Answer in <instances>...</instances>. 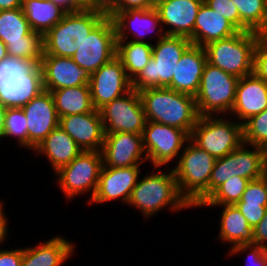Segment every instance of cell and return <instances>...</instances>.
<instances>
[{"label":"cell","instance_id":"obj_1","mask_svg":"<svg viewBox=\"0 0 267 266\" xmlns=\"http://www.w3.org/2000/svg\"><path fill=\"white\" fill-rule=\"evenodd\" d=\"M151 168V172H144L145 175L141 173L126 206L139 210L144 221H150L153 216L167 209L176 214L192 210V206L180 194L172 168Z\"/></svg>","mask_w":267,"mask_h":266},{"label":"cell","instance_id":"obj_2","mask_svg":"<svg viewBox=\"0 0 267 266\" xmlns=\"http://www.w3.org/2000/svg\"><path fill=\"white\" fill-rule=\"evenodd\" d=\"M147 121L184 130L189 136L199 118L195 96L167 87L138 91Z\"/></svg>","mask_w":267,"mask_h":266},{"label":"cell","instance_id":"obj_3","mask_svg":"<svg viewBox=\"0 0 267 266\" xmlns=\"http://www.w3.org/2000/svg\"><path fill=\"white\" fill-rule=\"evenodd\" d=\"M44 90L36 61L9 55L0 61V105L4 108H22Z\"/></svg>","mask_w":267,"mask_h":266},{"label":"cell","instance_id":"obj_4","mask_svg":"<svg viewBox=\"0 0 267 266\" xmlns=\"http://www.w3.org/2000/svg\"><path fill=\"white\" fill-rule=\"evenodd\" d=\"M216 158L199 148L190 139L186 142L172 170L180 194L192 208L208 197V186Z\"/></svg>","mask_w":267,"mask_h":266},{"label":"cell","instance_id":"obj_5","mask_svg":"<svg viewBox=\"0 0 267 266\" xmlns=\"http://www.w3.org/2000/svg\"><path fill=\"white\" fill-rule=\"evenodd\" d=\"M106 16L105 12L90 8L65 13L62 20L44 35V54L71 58Z\"/></svg>","mask_w":267,"mask_h":266},{"label":"cell","instance_id":"obj_6","mask_svg":"<svg viewBox=\"0 0 267 266\" xmlns=\"http://www.w3.org/2000/svg\"><path fill=\"white\" fill-rule=\"evenodd\" d=\"M192 45L191 40L183 36L165 35L153 44L149 63L131 81L133 90L167 87L175 74L176 66L182 54Z\"/></svg>","mask_w":267,"mask_h":266},{"label":"cell","instance_id":"obj_7","mask_svg":"<svg viewBox=\"0 0 267 266\" xmlns=\"http://www.w3.org/2000/svg\"><path fill=\"white\" fill-rule=\"evenodd\" d=\"M103 166L101 152L82 151L68 165L54 173L55 185L70 203L78 196H87L86 205L93 199Z\"/></svg>","mask_w":267,"mask_h":266},{"label":"cell","instance_id":"obj_8","mask_svg":"<svg viewBox=\"0 0 267 266\" xmlns=\"http://www.w3.org/2000/svg\"><path fill=\"white\" fill-rule=\"evenodd\" d=\"M260 33L239 31L204 46L207 62L238 78L253 73L254 49Z\"/></svg>","mask_w":267,"mask_h":266},{"label":"cell","instance_id":"obj_9","mask_svg":"<svg viewBox=\"0 0 267 266\" xmlns=\"http://www.w3.org/2000/svg\"><path fill=\"white\" fill-rule=\"evenodd\" d=\"M229 118V115L199 116L190 140L216 159L228 155L243 143L242 124Z\"/></svg>","mask_w":267,"mask_h":266},{"label":"cell","instance_id":"obj_10","mask_svg":"<svg viewBox=\"0 0 267 266\" xmlns=\"http://www.w3.org/2000/svg\"><path fill=\"white\" fill-rule=\"evenodd\" d=\"M239 78L206 62L198 93L195 95L199 116L230 115Z\"/></svg>","mask_w":267,"mask_h":266},{"label":"cell","instance_id":"obj_11","mask_svg":"<svg viewBox=\"0 0 267 266\" xmlns=\"http://www.w3.org/2000/svg\"><path fill=\"white\" fill-rule=\"evenodd\" d=\"M0 40L6 45L9 56L34 60L38 64L44 56V35L31 29L22 7L0 11Z\"/></svg>","mask_w":267,"mask_h":266},{"label":"cell","instance_id":"obj_12","mask_svg":"<svg viewBox=\"0 0 267 266\" xmlns=\"http://www.w3.org/2000/svg\"><path fill=\"white\" fill-rule=\"evenodd\" d=\"M265 175V148L242 143L228 155L217 158L212 169L208 196L228 179L239 176L250 181Z\"/></svg>","mask_w":267,"mask_h":266},{"label":"cell","instance_id":"obj_13","mask_svg":"<svg viewBox=\"0 0 267 266\" xmlns=\"http://www.w3.org/2000/svg\"><path fill=\"white\" fill-rule=\"evenodd\" d=\"M189 139L190 136L182 129L147 121L142 141L148 164L151 167H172Z\"/></svg>","mask_w":267,"mask_h":266},{"label":"cell","instance_id":"obj_14","mask_svg":"<svg viewBox=\"0 0 267 266\" xmlns=\"http://www.w3.org/2000/svg\"><path fill=\"white\" fill-rule=\"evenodd\" d=\"M117 53V37L113 19L106 16L81 43L71 57L89 74L111 61Z\"/></svg>","mask_w":267,"mask_h":266},{"label":"cell","instance_id":"obj_15","mask_svg":"<svg viewBox=\"0 0 267 266\" xmlns=\"http://www.w3.org/2000/svg\"><path fill=\"white\" fill-rule=\"evenodd\" d=\"M99 111L105 134L125 132L142 135L147 120L138 91L131 89Z\"/></svg>","mask_w":267,"mask_h":266},{"label":"cell","instance_id":"obj_16","mask_svg":"<svg viewBox=\"0 0 267 266\" xmlns=\"http://www.w3.org/2000/svg\"><path fill=\"white\" fill-rule=\"evenodd\" d=\"M112 19L117 41L131 40L154 44L166 35L155 7L119 11ZM148 36L151 41L146 38Z\"/></svg>","mask_w":267,"mask_h":266},{"label":"cell","instance_id":"obj_17","mask_svg":"<svg viewBox=\"0 0 267 266\" xmlns=\"http://www.w3.org/2000/svg\"><path fill=\"white\" fill-rule=\"evenodd\" d=\"M88 85L92 104L96 110H100L115 98L128 93L132 89L131 80L117 56L91 73Z\"/></svg>","mask_w":267,"mask_h":266},{"label":"cell","instance_id":"obj_18","mask_svg":"<svg viewBox=\"0 0 267 266\" xmlns=\"http://www.w3.org/2000/svg\"><path fill=\"white\" fill-rule=\"evenodd\" d=\"M145 167L130 166L123 168L102 167L96 193L89 204L105 205L120 202L127 205L132 190L136 186L141 171ZM105 203V204H104Z\"/></svg>","mask_w":267,"mask_h":266},{"label":"cell","instance_id":"obj_19","mask_svg":"<svg viewBox=\"0 0 267 266\" xmlns=\"http://www.w3.org/2000/svg\"><path fill=\"white\" fill-rule=\"evenodd\" d=\"M100 152L103 161L102 167L123 168L141 165L145 167L147 164L142 135L135 133L105 134Z\"/></svg>","mask_w":267,"mask_h":266},{"label":"cell","instance_id":"obj_20","mask_svg":"<svg viewBox=\"0 0 267 266\" xmlns=\"http://www.w3.org/2000/svg\"><path fill=\"white\" fill-rule=\"evenodd\" d=\"M28 126V151H33L40 143L59 126L60 118L57 114L53 97L44 90L22 107Z\"/></svg>","mask_w":267,"mask_h":266},{"label":"cell","instance_id":"obj_21","mask_svg":"<svg viewBox=\"0 0 267 266\" xmlns=\"http://www.w3.org/2000/svg\"><path fill=\"white\" fill-rule=\"evenodd\" d=\"M202 0H162L155 5L166 35L183 36L193 44L194 24Z\"/></svg>","mask_w":267,"mask_h":266},{"label":"cell","instance_id":"obj_22","mask_svg":"<svg viewBox=\"0 0 267 266\" xmlns=\"http://www.w3.org/2000/svg\"><path fill=\"white\" fill-rule=\"evenodd\" d=\"M59 126L77 143L82 151H101L105 139L99 110L60 117Z\"/></svg>","mask_w":267,"mask_h":266},{"label":"cell","instance_id":"obj_23","mask_svg":"<svg viewBox=\"0 0 267 266\" xmlns=\"http://www.w3.org/2000/svg\"><path fill=\"white\" fill-rule=\"evenodd\" d=\"M40 66L46 91L88 85L90 74L72 58L44 54Z\"/></svg>","mask_w":267,"mask_h":266},{"label":"cell","instance_id":"obj_24","mask_svg":"<svg viewBox=\"0 0 267 266\" xmlns=\"http://www.w3.org/2000/svg\"><path fill=\"white\" fill-rule=\"evenodd\" d=\"M52 236L32 246H23L21 266H63L70 262L76 254V243L61 234Z\"/></svg>","mask_w":267,"mask_h":266},{"label":"cell","instance_id":"obj_25","mask_svg":"<svg viewBox=\"0 0 267 266\" xmlns=\"http://www.w3.org/2000/svg\"><path fill=\"white\" fill-rule=\"evenodd\" d=\"M267 108V82L254 73L241 77L236 86L230 117L243 124Z\"/></svg>","mask_w":267,"mask_h":266},{"label":"cell","instance_id":"obj_26","mask_svg":"<svg viewBox=\"0 0 267 266\" xmlns=\"http://www.w3.org/2000/svg\"><path fill=\"white\" fill-rule=\"evenodd\" d=\"M211 208L222 209L218 216V234L215 239L225 246L227 244L228 250L238 245L253 244L254 232L246 218L241 214L235 205H199L198 209ZM225 243V244H224Z\"/></svg>","mask_w":267,"mask_h":266},{"label":"cell","instance_id":"obj_27","mask_svg":"<svg viewBox=\"0 0 267 266\" xmlns=\"http://www.w3.org/2000/svg\"><path fill=\"white\" fill-rule=\"evenodd\" d=\"M207 56L204 47L191 45L179 60L167 88L195 96L198 93Z\"/></svg>","mask_w":267,"mask_h":266},{"label":"cell","instance_id":"obj_28","mask_svg":"<svg viewBox=\"0 0 267 266\" xmlns=\"http://www.w3.org/2000/svg\"><path fill=\"white\" fill-rule=\"evenodd\" d=\"M32 157H45L48 166L51 165L52 173L57 172L61 167L68 165L82 150L77 143L60 127H56L51 133L35 148ZM50 164V165H49Z\"/></svg>","mask_w":267,"mask_h":266},{"label":"cell","instance_id":"obj_29","mask_svg":"<svg viewBox=\"0 0 267 266\" xmlns=\"http://www.w3.org/2000/svg\"><path fill=\"white\" fill-rule=\"evenodd\" d=\"M238 32L239 30L229 20L203 2L194 24L193 45L204 47L211 42L226 39Z\"/></svg>","mask_w":267,"mask_h":266},{"label":"cell","instance_id":"obj_30","mask_svg":"<svg viewBox=\"0 0 267 266\" xmlns=\"http://www.w3.org/2000/svg\"><path fill=\"white\" fill-rule=\"evenodd\" d=\"M49 92L53 97L59 118L66 115L84 114L95 109L89 85L61 88Z\"/></svg>","mask_w":267,"mask_h":266},{"label":"cell","instance_id":"obj_31","mask_svg":"<svg viewBox=\"0 0 267 266\" xmlns=\"http://www.w3.org/2000/svg\"><path fill=\"white\" fill-rule=\"evenodd\" d=\"M22 9L31 29L45 35L65 12L49 0H23Z\"/></svg>","mask_w":267,"mask_h":266},{"label":"cell","instance_id":"obj_32","mask_svg":"<svg viewBox=\"0 0 267 266\" xmlns=\"http://www.w3.org/2000/svg\"><path fill=\"white\" fill-rule=\"evenodd\" d=\"M153 44L131 40L117 41L116 56L121 60L128 78L132 81L149 63Z\"/></svg>","mask_w":267,"mask_h":266},{"label":"cell","instance_id":"obj_33","mask_svg":"<svg viewBox=\"0 0 267 266\" xmlns=\"http://www.w3.org/2000/svg\"><path fill=\"white\" fill-rule=\"evenodd\" d=\"M241 19V31L267 33V0H231Z\"/></svg>","mask_w":267,"mask_h":266},{"label":"cell","instance_id":"obj_34","mask_svg":"<svg viewBox=\"0 0 267 266\" xmlns=\"http://www.w3.org/2000/svg\"><path fill=\"white\" fill-rule=\"evenodd\" d=\"M16 139L17 147L28 150V126L25 113L22 108H6L2 139L5 141Z\"/></svg>","mask_w":267,"mask_h":266},{"label":"cell","instance_id":"obj_35","mask_svg":"<svg viewBox=\"0 0 267 266\" xmlns=\"http://www.w3.org/2000/svg\"><path fill=\"white\" fill-rule=\"evenodd\" d=\"M249 182L246 178L234 176L217 187L200 205H234L241 200Z\"/></svg>","mask_w":267,"mask_h":266},{"label":"cell","instance_id":"obj_36","mask_svg":"<svg viewBox=\"0 0 267 266\" xmlns=\"http://www.w3.org/2000/svg\"><path fill=\"white\" fill-rule=\"evenodd\" d=\"M243 143L267 148V108L242 124Z\"/></svg>","mask_w":267,"mask_h":266},{"label":"cell","instance_id":"obj_37","mask_svg":"<svg viewBox=\"0 0 267 266\" xmlns=\"http://www.w3.org/2000/svg\"><path fill=\"white\" fill-rule=\"evenodd\" d=\"M227 257L233 258L240 254H247L245 266H267V250L254 244L238 245L226 252Z\"/></svg>","mask_w":267,"mask_h":266},{"label":"cell","instance_id":"obj_38","mask_svg":"<svg viewBox=\"0 0 267 266\" xmlns=\"http://www.w3.org/2000/svg\"><path fill=\"white\" fill-rule=\"evenodd\" d=\"M236 203H253L267 206V177L252 180L248 183L241 200Z\"/></svg>","mask_w":267,"mask_h":266},{"label":"cell","instance_id":"obj_39","mask_svg":"<svg viewBox=\"0 0 267 266\" xmlns=\"http://www.w3.org/2000/svg\"><path fill=\"white\" fill-rule=\"evenodd\" d=\"M253 73L267 82V33L258 35L254 49Z\"/></svg>","mask_w":267,"mask_h":266},{"label":"cell","instance_id":"obj_40","mask_svg":"<svg viewBox=\"0 0 267 266\" xmlns=\"http://www.w3.org/2000/svg\"><path fill=\"white\" fill-rule=\"evenodd\" d=\"M204 3L220 15L224 16V18L229 20L239 31H241L240 14L231 0H205Z\"/></svg>","mask_w":267,"mask_h":266},{"label":"cell","instance_id":"obj_41","mask_svg":"<svg viewBox=\"0 0 267 266\" xmlns=\"http://www.w3.org/2000/svg\"><path fill=\"white\" fill-rule=\"evenodd\" d=\"M241 214L246 218L251 227H255L264 217L267 206L253 203H235Z\"/></svg>","mask_w":267,"mask_h":266},{"label":"cell","instance_id":"obj_42","mask_svg":"<svg viewBox=\"0 0 267 266\" xmlns=\"http://www.w3.org/2000/svg\"><path fill=\"white\" fill-rule=\"evenodd\" d=\"M155 7L151 0H117V3L106 13L113 18L119 11L128 9H150Z\"/></svg>","mask_w":267,"mask_h":266},{"label":"cell","instance_id":"obj_43","mask_svg":"<svg viewBox=\"0 0 267 266\" xmlns=\"http://www.w3.org/2000/svg\"><path fill=\"white\" fill-rule=\"evenodd\" d=\"M22 247L0 249V266H21Z\"/></svg>","mask_w":267,"mask_h":266},{"label":"cell","instance_id":"obj_44","mask_svg":"<svg viewBox=\"0 0 267 266\" xmlns=\"http://www.w3.org/2000/svg\"><path fill=\"white\" fill-rule=\"evenodd\" d=\"M5 202L3 199H0V249L2 248V246L4 247L5 241L6 243L8 242V236L10 233V221L11 219H9L10 217H8L7 212L5 211ZM10 220V221H9ZM10 227V228H9Z\"/></svg>","mask_w":267,"mask_h":266},{"label":"cell","instance_id":"obj_45","mask_svg":"<svg viewBox=\"0 0 267 266\" xmlns=\"http://www.w3.org/2000/svg\"><path fill=\"white\" fill-rule=\"evenodd\" d=\"M253 244L263 247L267 250V208L263 219L253 228Z\"/></svg>","mask_w":267,"mask_h":266},{"label":"cell","instance_id":"obj_46","mask_svg":"<svg viewBox=\"0 0 267 266\" xmlns=\"http://www.w3.org/2000/svg\"><path fill=\"white\" fill-rule=\"evenodd\" d=\"M65 13L78 12L85 8L80 0H49Z\"/></svg>","mask_w":267,"mask_h":266},{"label":"cell","instance_id":"obj_47","mask_svg":"<svg viewBox=\"0 0 267 266\" xmlns=\"http://www.w3.org/2000/svg\"><path fill=\"white\" fill-rule=\"evenodd\" d=\"M117 0H90V9H97L107 13Z\"/></svg>","mask_w":267,"mask_h":266},{"label":"cell","instance_id":"obj_48","mask_svg":"<svg viewBox=\"0 0 267 266\" xmlns=\"http://www.w3.org/2000/svg\"><path fill=\"white\" fill-rule=\"evenodd\" d=\"M23 0H0V11L22 7Z\"/></svg>","mask_w":267,"mask_h":266},{"label":"cell","instance_id":"obj_49","mask_svg":"<svg viewBox=\"0 0 267 266\" xmlns=\"http://www.w3.org/2000/svg\"><path fill=\"white\" fill-rule=\"evenodd\" d=\"M5 110L6 108L0 105V141H3L2 135H3V127H4Z\"/></svg>","mask_w":267,"mask_h":266},{"label":"cell","instance_id":"obj_50","mask_svg":"<svg viewBox=\"0 0 267 266\" xmlns=\"http://www.w3.org/2000/svg\"><path fill=\"white\" fill-rule=\"evenodd\" d=\"M6 56H8L6 45L0 40V61Z\"/></svg>","mask_w":267,"mask_h":266},{"label":"cell","instance_id":"obj_51","mask_svg":"<svg viewBox=\"0 0 267 266\" xmlns=\"http://www.w3.org/2000/svg\"><path fill=\"white\" fill-rule=\"evenodd\" d=\"M80 1L84 4L85 8H90V0H80Z\"/></svg>","mask_w":267,"mask_h":266},{"label":"cell","instance_id":"obj_52","mask_svg":"<svg viewBox=\"0 0 267 266\" xmlns=\"http://www.w3.org/2000/svg\"><path fill=\"white\" fill-rule=\"evenodd\" d=\"M265 176L267 177V148L265 149Z\"/></svg>","mask_w":267,"mask_h":266},{"label":"cell","instance_id":"obj_53","mask_svg":"<svg viewBox=\"0 0 267 266\" xmlns=\"http://www.w3.org/2000/svg\"><path fill=\"white\" fill-rule=\"evenodd\" d=\"M152 1V3L154 4V5H156L158 2H160V1H162V0H151Z\"/></svg>","mask_w":267,"mask_h":266}]
</instances>
